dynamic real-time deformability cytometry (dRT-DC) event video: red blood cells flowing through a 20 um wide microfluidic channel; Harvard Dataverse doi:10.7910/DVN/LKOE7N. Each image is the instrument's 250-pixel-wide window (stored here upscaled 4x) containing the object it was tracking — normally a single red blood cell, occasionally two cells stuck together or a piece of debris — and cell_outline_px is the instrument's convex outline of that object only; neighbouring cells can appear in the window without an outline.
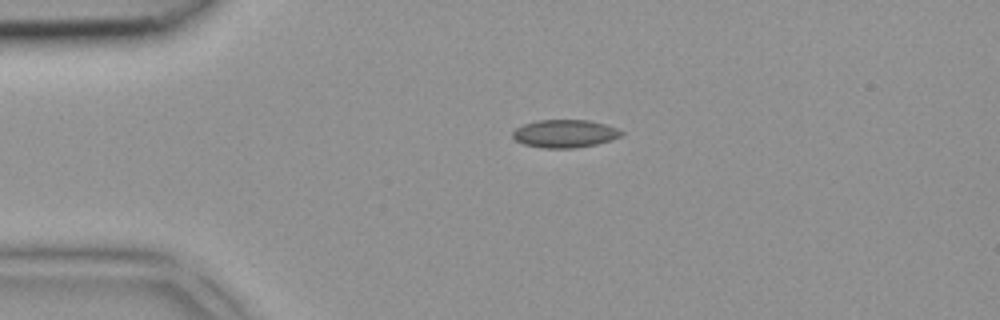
{"species": "common noctule bat (a hibernating species)", "species_latin": "Nyctalus noctula", "temperature_condition": "room temperature", "stored_images_in_passage": 2, "camera_frame_rate_fps": 3000, "um_per_image_px": 0.085, "animal": {"sex": "female", "body_mass_g": 18.4}, "frame": {"image": 1, "passage_image": 1, "time_ms": 0.0, "image_size_px": [1000, 320], "cell_outline_px": [[624, 132], [620, 136], [596, 144], [576, 148], [544, 148], [524, 144], [516, 140], [512, 136], [512, 132], [516, 128], [524, 124], [540, 120], [588, 120], [604, 124], [616, 128]], "centroid_in_image_um": [47.98, 11.36], "position_along_channel_um": 37.0, "area_um2": 17.46}}